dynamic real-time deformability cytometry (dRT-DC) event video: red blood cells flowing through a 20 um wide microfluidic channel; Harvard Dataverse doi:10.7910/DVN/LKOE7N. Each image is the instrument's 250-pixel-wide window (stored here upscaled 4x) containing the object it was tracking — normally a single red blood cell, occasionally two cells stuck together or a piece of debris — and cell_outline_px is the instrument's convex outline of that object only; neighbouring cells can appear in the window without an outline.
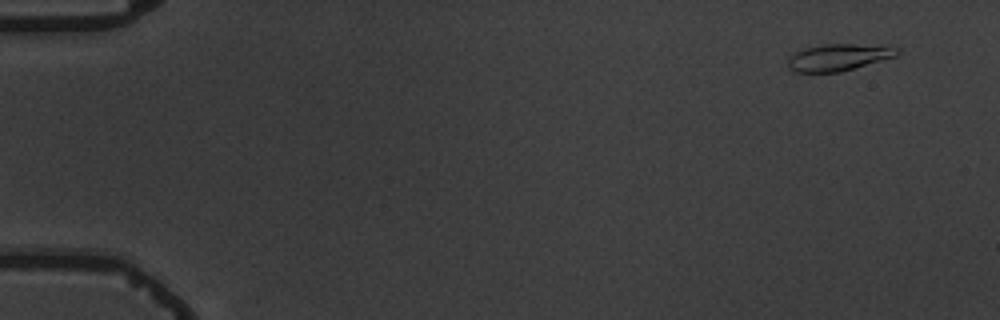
{"species": "common noctule bat (a hibernating species)", "species_latin": "Nyctalus noctula", "temperature_condition": "warm", "stored_images_in_passage": 5, "camera_frame_rate_fps": 3000, "um_per_image_px": 0.085, "animal": {"sex": "male", "body_mass_g": 19.5, "forearm_length_mm": 54.6}, "frame": {"image": 1, "passage_image": 1, "time_ms": 0.0, "image_size_px": [1000, 320], "cell_outline_px": [[900, 52], [896, 56], [840, 72], [792, 72], [788, 68], [788, 56], [804, 48], [820, 44], [856, 44], [900, 48]], "centroid_in_image_um": [71.21, 4.87], "position_along_channel_um": 13.8, "area_um2": 17.05}}